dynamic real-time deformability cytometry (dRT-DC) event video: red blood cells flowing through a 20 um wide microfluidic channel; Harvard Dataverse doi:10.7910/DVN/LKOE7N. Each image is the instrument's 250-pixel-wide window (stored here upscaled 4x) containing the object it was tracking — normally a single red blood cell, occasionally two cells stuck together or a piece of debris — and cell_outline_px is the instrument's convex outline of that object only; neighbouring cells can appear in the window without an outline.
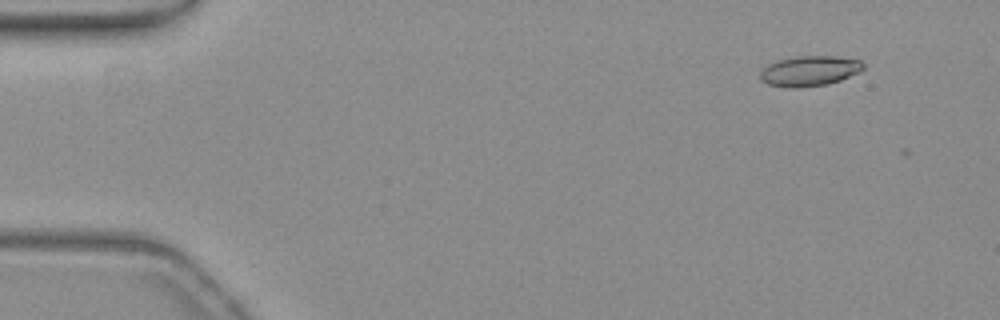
{"species": "common noctule bat (a hibernating species)", "species_latin": "Nyctalus noctula", "temperature_condition": "warm", "stored_images_in_passage": 50, "camera_frame_rate_fps": 3000, "um_per_image_px": 0.085, "animal": {"sex": "female", "body_mass_g": 19.3, "forearm_length_mm": 54.1}, "frame": {"image": 1, "passage_image": 1, "time_ms": 0.0, "image_size_px": [1000, 320], "cell_outline_px": [[864, 68], [860, 72], [840, 80], [828, 84], [796, 88], [788, 88], [768, 84], [760, 80], [760, 72], [768, 64], [776, 60], [796, 56], [832, 56], [860, 60], [864, 64]], "centroid_in_image_um": [68.79, 6.03], "position_along_channel_um": 16.2, "area_um2": 18.26}}
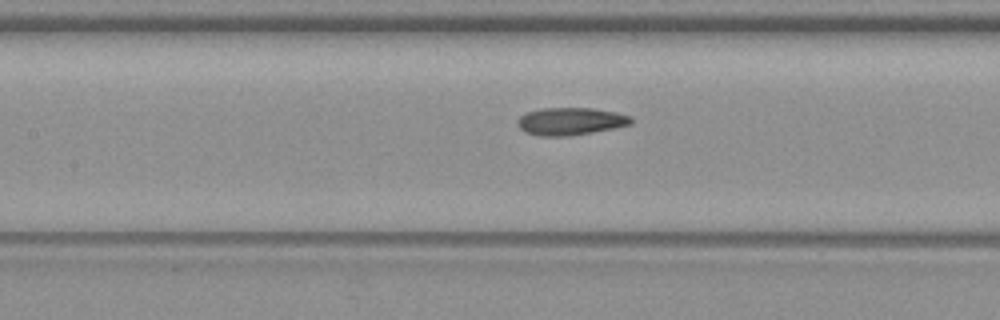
{"frame": {"image": 2, "passage_image": 21, "time_ms": 6.667, "image_size_px": [1000, 320], "cell_outline_px": [[632, 124], [616, 128], [568, 136], [540, 136], [528, 132], [520, 128], [516, 124], [516, 120], [520, 116], [528, 112], [540, 108], [592, 108], [616, 112], [632, 116]], "centroid_in_image_um": [48.51, 10.3], "position_along_channel_um": 158.9, "area_um2": 18.26}}
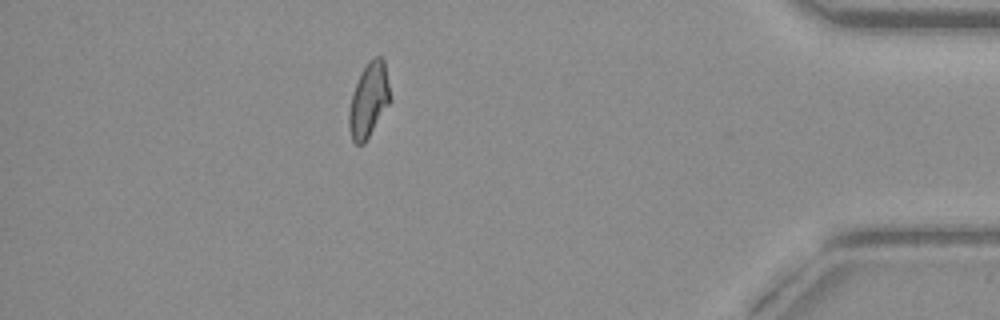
{"frame": {"image": 3, "passage_image": 44, "time_ms": 14.333, "image_size_px": [1000, 320], "cell_outline_px": [[388, 104], [364, 144], [356, 144], [352, 140], [348, 128], [348, 116], [352, 96], [360, 72], [368, 60], [372, 56], [380, 56], [384, 60], [388, 84]], "centroid_in_image_um": [31.3, 8.49], "position_along_channel_um": 403.9, "area_um2": 17.4}, "authors_computed_cell_mechanics": {"area_um2": 17.8024, "velocity_mm_per_s": 3.8039, "shape_relaxation_time_tau1_ms": null, "shape_relaxation_time_tau2_ms": 3.0449, "deformation_change_tau1": null, "deformation_change_tau2": 0.1009}}